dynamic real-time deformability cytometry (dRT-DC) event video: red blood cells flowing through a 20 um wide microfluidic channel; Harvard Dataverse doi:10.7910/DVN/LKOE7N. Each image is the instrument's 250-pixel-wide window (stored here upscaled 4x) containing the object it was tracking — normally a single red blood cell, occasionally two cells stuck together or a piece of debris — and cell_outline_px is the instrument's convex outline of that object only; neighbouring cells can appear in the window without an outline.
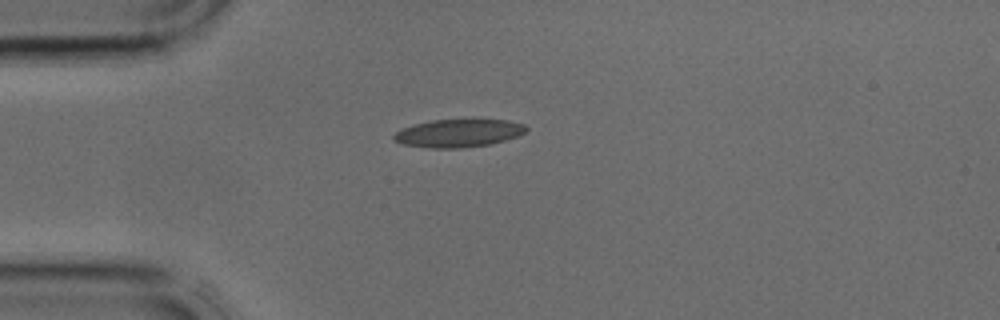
{"species": "common noctule bat (a hibernating species)", "species_latin": "Nyctalus noctula", "temperature_condition": "cold", "stored_images_in_passage": 1, "camera_frame_rate_fps": 3000, "um_per_image_px": 0.085, "animal": {"sex": "male", "body_mass_g": 17.9, "forearm_length_mm": 54.2}, "frame": {"image": 1, "passage_image": 1, "time_ms": 0.0, "image_size_px": [1000, 320], "cell_outline_px": [[528, 128], [524, 132], [516, 136], [504, 140], [488, 144], [460, 148], [432, 148], [404, 144], [392, 140], [392, 136], [396, 132], [404, 128], [416, 124], [432, 120], [508, 120], [524, 124]], "centroid_in_image_um": [38.95, 11.32], "position_along_channel_um": 46.0, "area_um2": 21.15}}